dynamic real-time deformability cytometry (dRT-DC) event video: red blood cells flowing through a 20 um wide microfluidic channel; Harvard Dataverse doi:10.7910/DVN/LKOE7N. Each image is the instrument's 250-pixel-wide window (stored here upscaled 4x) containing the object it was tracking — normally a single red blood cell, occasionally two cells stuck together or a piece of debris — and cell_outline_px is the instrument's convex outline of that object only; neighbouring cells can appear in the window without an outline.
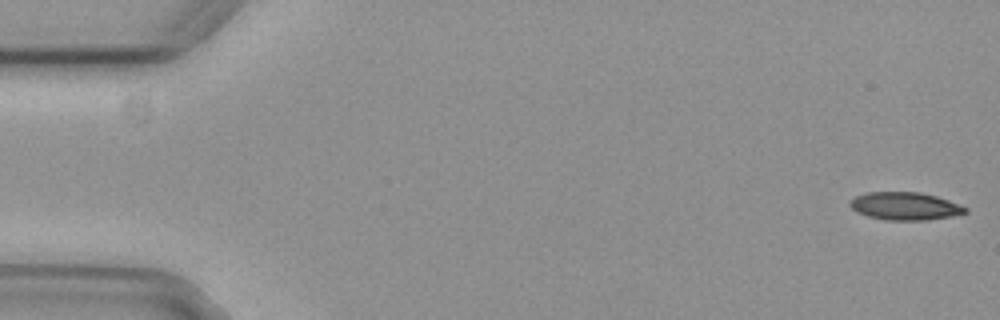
{"species": "common noctule bat (a hibernating species)", "species_latin": "Nyctalus noctula", "temperature_condition": "cold", "stored_images_in_passage": 4, "camera_frame_rate_fps": 3000, "um_per_image_px": 0.085, "animal": {"sex": "female", "body_mass_g": 29.2, "forearm_length_mm": 56.3}, "frame": {"image": 1, "passage_image": 1, "time_ms": 0.0, "image_size_px": [1000, 320], "cell_outline_px": [[968, 212], [952, 216], [928, 220], [888, 220], [868, 216], [856, 212], [848, 204], [856, 196], [868, 192], [920, 192], [936, 196], [948, 200], [968, 208]], "centroid_in_image_um": [76.94, 17.52], "position_along_channel_um": 8.1, "area_um2": 18.61}}